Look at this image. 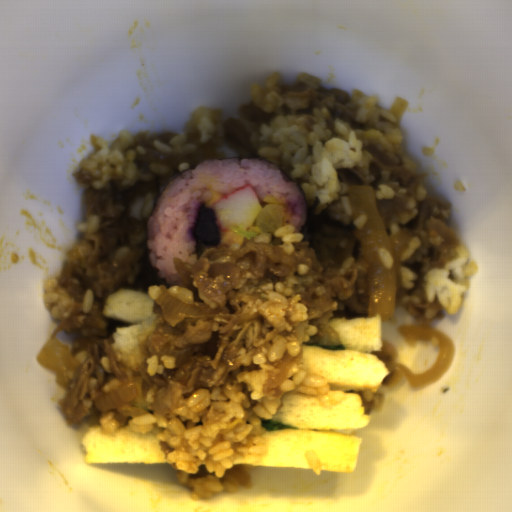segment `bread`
Returning <instances> with one entry per match:
<instances>
[{
  "label": "bread",
  "instance_id": "2",
  "mask_svg": "<svg viewBox=\"0 0 512 512\" xmlns=\"http://www.w3.org/2000/svg\"><path fill=\"white\" fill-rule=\"evenodd\" d=\"M149 294L116 287L102 303V317L119 367L135 371L144 365L147 343L165 315L153 311Z\"/></svg>",
  "mask_w": 512,
  "mask_h": 512
},
{
  "label": "bread",
  "instance_id": "1",
  "mask_svg": "<svg viewBox=\"0 0 512 512\" xmlns=\"http://www.w3.org/2000/svg\"><path fill=\"white\" fill-rule=\"evenodd\" d=\"M345 349L326 350L309 345L317 325H308L300 342L298 366L308 375L322 377L331 393L341 392V403L325 406L315 395L284 390L274 416L293 430H264L266 453L248 456L233 465L335 472H353L361 445V432L370 424L360 391L376 393L391 373L374 351H382L383 321L370 317L331 316L327 322Z\"/></svg>",
  "mask_w": 512,
  "mask_h": 512
},
{
  "label": "bread",
  "instance_id": "3",
  "mask_svg": "<svg viewBox=\"0 0 512 512\" xmlns=\"http://www.w3.org/2000/svg\"><path fill=\"white\" fill-rule=\"evenodd\" d=\"M156 425L139 433L122 424L115 432H107L100 422L89 428L80 442L85 463H172L171 448L157 439L161 431Z\"/></svg>",
  "mask_w": 512,
  "mask_h": 512
}]
</instances>
